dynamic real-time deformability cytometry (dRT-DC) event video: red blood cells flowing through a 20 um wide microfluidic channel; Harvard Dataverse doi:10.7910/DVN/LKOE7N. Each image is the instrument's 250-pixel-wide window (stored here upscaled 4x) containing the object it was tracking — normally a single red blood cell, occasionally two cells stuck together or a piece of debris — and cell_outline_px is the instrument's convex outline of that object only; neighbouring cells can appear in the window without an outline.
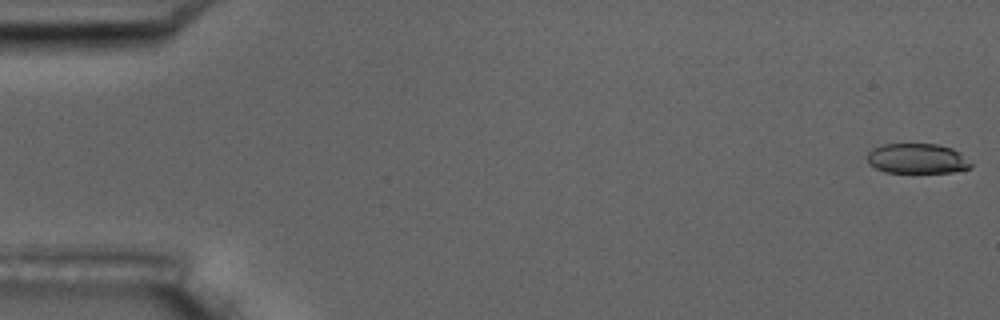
{"species": "common noctule bat (a hibernating species)", "species_latin": "Nyctalus noctula", "temperature_condition": "room temperature", "stored_images_in_passage": 7, "camera_frame_rate_fps": 3000, "um_per_image_px": 0.085, "animal": {"sex": "male", "body_mass_g": 17.5, "forearm_length_mm": 52.3}, "frame": {"image": 1, "passage_image": 1, "time_ms": 0.0, "image_size_px": [1000, 320], "cell_outline_px": [[972, 168], [952, 172], [884, 172], [868, 164], [868, 152], [872, 148], [884, 144], [936, 144], [952, 148], [960, 152], [972, 164]], "centroid_in_image_um": [77.96, 13.48], "position_along_channel_um": 7.0, "area_um2": 18.15}}
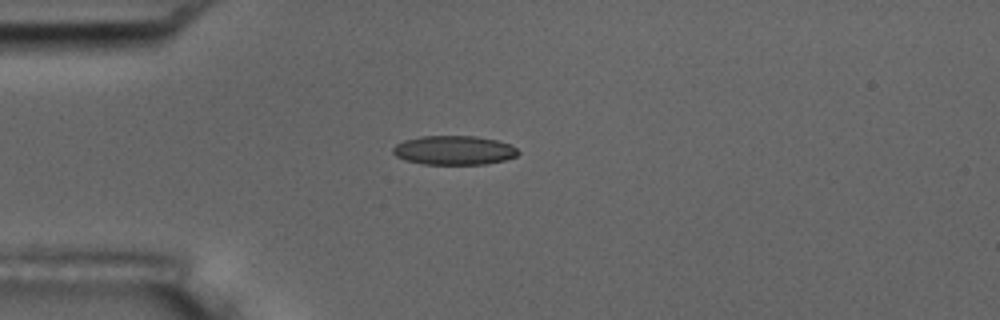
{"frame": {"image": 2, "passage_image": 5, "time_ms": 4.667, "image_size_px": [1000, 320], "cell_outline_px": [[520, 152], [516, 156], [504, 160], [484, 164], [420, 164], [404, 160], [396, 156], [392, 152], [392, 148], [396, 144], [404, 140], [420, 136], [476, 136], [496, 140], [508, 144], [516, 148]], "centroid_in_image_um": [38.55, 12.77], "position_along_channel_um": 46.5, "area_um2": 21.27}}